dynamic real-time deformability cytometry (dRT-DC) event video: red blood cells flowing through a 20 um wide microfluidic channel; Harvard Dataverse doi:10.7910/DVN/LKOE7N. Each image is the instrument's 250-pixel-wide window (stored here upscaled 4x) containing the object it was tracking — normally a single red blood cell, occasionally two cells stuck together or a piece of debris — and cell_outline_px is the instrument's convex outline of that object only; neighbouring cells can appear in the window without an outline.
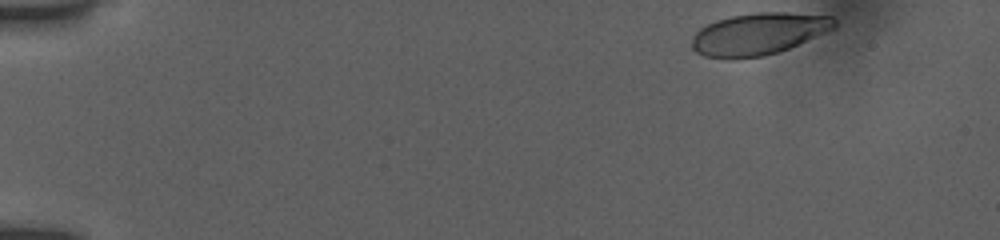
{"species": "human", "species_latin": "Homo sapiens", "temperature_condition": "room temperature", "stored_images_in_passage": 43, "camera_frame_rate_fps": 3000, "um_per_image_px": 0.085, "donor": {"sex": "female"}, "frame": {"image": 1, "passage_image": 1, "time_ms": 0.0, "image_size_px": [1000, 240], "cell_outline_px": [[836, 28], [788, 48], [764, 56], [704, 56], [696, 52], [692, 48], [692, 36], [700, 28], [716, 20], [732, 16], [756, 12], [788, 12], [832, 16], [836, 20]], "centroid_in_image_um": [64.52, 2.83], "position_along_channel_um": 20.5, "area_um2": 34.16}}
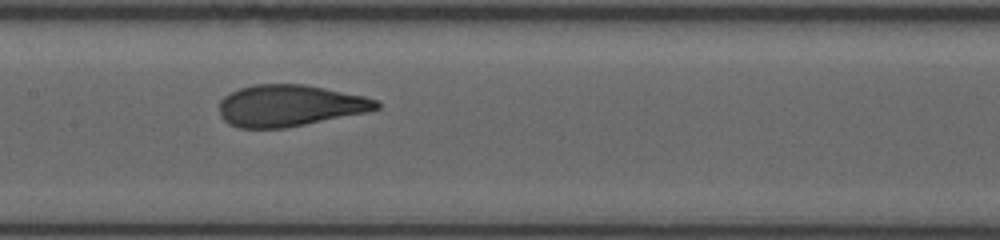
{"frame": {"image": 2, "passage_image": 23, "time_ms": 7.333, "image_size_px": [1000, 240], "cell_outline_px": [[380, 108], [364, 112], [284, 128], [240, 128], [228, 124], [220, 116], [220, 100], [224, 96], [240, 88], [252, 84], [304, 84], [364, 96], [376, 100], [380, 104]], "centroid_in_image_um": [24.57, 8.97], "position_along_channel_um": 182.8, "area_um2": 37.69}}
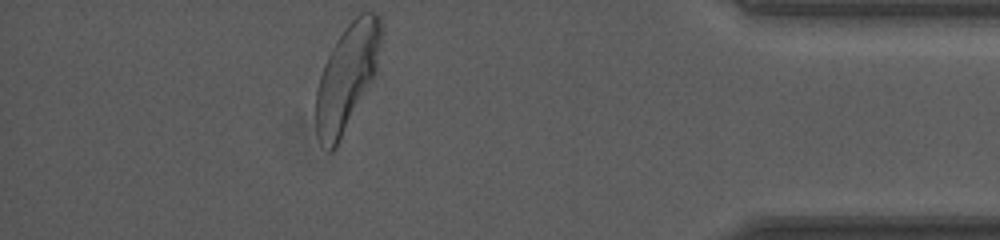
{"frame": {"image": 3, "passage_image": 43, "time_ms": 14.0, "image_size_px": [1000, 240], "cell_outline_px": [[380, 44], [376, 72], [336, 148], [332, 148], [316, 132], [316, 88], [324, 64], [336, 40], [344, 28], [360, 12], [376, 12], [380, 16]], "centroid_in_image_um": [29.5, 6.46], "position_along_channel_um": 405.7, "area_um2": 38.96}, "authors_computed_cell_mechanics": {"area_um2": 38.4948, "velocity_mm_per_s": 3.8969, "shape_relaxation_time_tau1_ms": 4.4098, "shape_relaxation_time_tau2_ms": null, "deformation_change_tau1": 0.1749, "deformation_change_tau2": null}}